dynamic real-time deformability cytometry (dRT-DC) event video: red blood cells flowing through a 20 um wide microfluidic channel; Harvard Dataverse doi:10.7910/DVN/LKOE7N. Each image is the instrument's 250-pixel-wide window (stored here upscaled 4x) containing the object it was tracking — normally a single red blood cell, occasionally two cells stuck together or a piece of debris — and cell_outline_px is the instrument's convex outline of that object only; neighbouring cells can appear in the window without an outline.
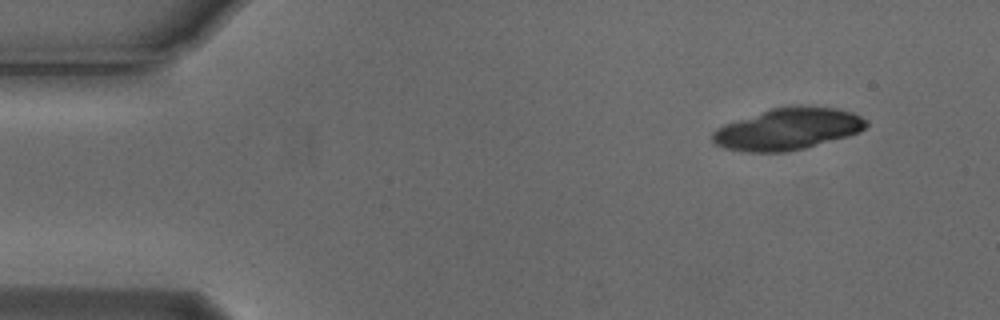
{"species": "Egyptian fruit bat (a non-hibernating species)", "species_latin": "Rousettus aegyptiacus", "temperature_condition": "cold", "stored_images_in_passage": 5, "camera_frame_rate_fps": 3000, "um_per_image_px": 0.085, "animal": {"sex": "male"}, "frame": {"image": 1, "passage_image": 1, "time_ms": 0.0, "image_size_px": [1000, 320], "cell_outline_px": [[868, 124], [860, 132], [848, 136], [804, 148], [784, 152], [744, 152], [724, 148], [716, 144], [712, 140], [712, 132], [716, 128], [724, 124], [772, 108], [796, 104], [800, 104], [836, 108], [852, 112], [868, 120]], "centroid_in_image_um": [66.97, 10.95], "position_along_channel_um": 18.0, "area_um2": 37.63}}